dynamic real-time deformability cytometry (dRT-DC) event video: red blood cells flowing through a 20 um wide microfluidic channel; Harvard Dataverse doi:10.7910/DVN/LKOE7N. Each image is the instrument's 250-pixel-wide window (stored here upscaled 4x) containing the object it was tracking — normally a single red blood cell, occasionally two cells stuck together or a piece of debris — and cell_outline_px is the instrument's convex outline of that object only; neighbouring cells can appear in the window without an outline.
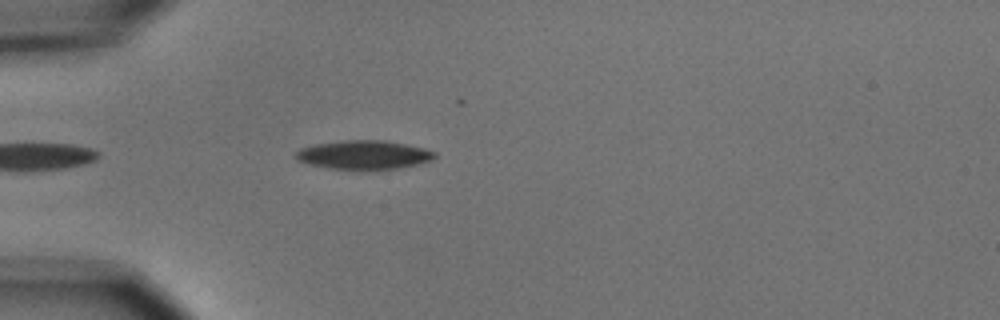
{"species": "common noctule bat (a hibernating species)", "species_latin": "Nyctalus noctula", "temperature_condition": "cold", "stored_images_in_passage": 2, "camera_frame_rate_fps": 3000, "um_per_image_px": 0.085, "animal": {"sex": "male", "body_mass_g": 15.6}, "frame": {"image": 1, "passage_image": 2, "time_ms": 1.0, "image_size_px": [1000, 320], "cell_outline_px": [[436, 156], [432, 160], [400, 168], [364, 172], [352, 172], [328, 168], [308, 164], [296, 160], [292, 156], [300, 148], [316, 144], [344, 140], [384, 140], [424, 148], [436, 152]], "centroid_in_image_um": [30.88, 13.21], "position_along_channel_um": 54.1, "area_um2": 24.22}}